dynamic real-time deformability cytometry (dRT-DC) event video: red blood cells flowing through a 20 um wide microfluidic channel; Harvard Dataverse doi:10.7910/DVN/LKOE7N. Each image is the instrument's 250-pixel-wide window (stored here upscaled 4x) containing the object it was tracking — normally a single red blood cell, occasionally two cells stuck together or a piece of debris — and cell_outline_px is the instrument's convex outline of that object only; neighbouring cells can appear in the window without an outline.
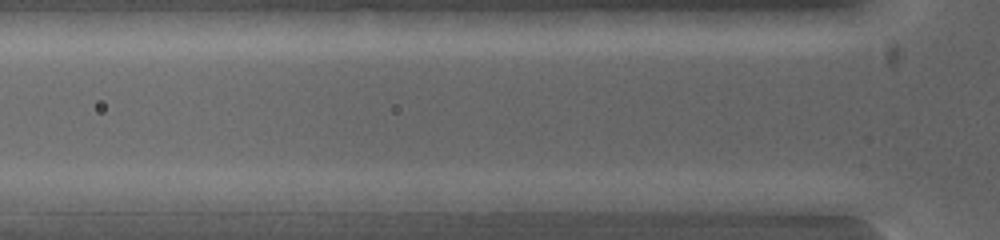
{"species": "common noctule bat (a hibernating species)", "species_latin": "Nyctalus noctula", "temperature_condition": "warm", "stored_images_in_passage": 5, "camera_frame_rate_fps": 5000, "um_per_image_px": 0.085, "animal": {"sex": "female", "body_mass_g": 19.0, "forearm_length_mm": 53.3}, "frame": {"image": 1, "passage_image": 2, "time_ms": 0.8, "image_size_px": [1000, 240], "cell_outline_px": [[656, 208], [616, 212], [496, 212], [492, 200], [520, 192], [584, 192], [656, 200]], "centroid_in_image_um": [48.42, 17.23], "position_along_channel_um": 77.4, "area_um2": 20.06}}